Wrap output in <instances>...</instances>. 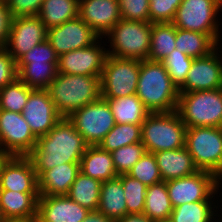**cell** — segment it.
Here are the masks:
<instances>
[{"label": "cell", "instance_id": "1", "mask_svg": "<svg viewBox=\"0 0 222 222\" xmlns=\"http://www.w3.org/2000/svg\"><path fill=\"white\" fill-rule=\"evenodd\" d=\"M82 135L68 118H62L27 155L35 171H46L63 163H80L87 148Z\"/></svg>", "mask_w": 222, "mask_h": 222}, {"label": "cell", "instance_id": "2", "mask_svg": "<svg viewBox=\"0 0 222 222\" xmlns=\"http://www.w3.org/2000/svg\"><path fill=\"white\" fill-rule=\"evenodd\" d=\"M179 94L178 86L162 62L140 61L136 96L150 113L176 111Z\"/></svg>", "mask_w": 222, "mask_h": 222}, {"label": "cell", "instance_id": "3", "mask_svg": "<svg viewBox=\"0 0 222 222\" xmlns=\"http://www.w3.org/2000/svg\"><path fill=\"white\" fill-rule=\"evenodd\" d=\"M47 90L60 116L67 118L102 97L101 77L57 73Z\"/></svg>", "mask_w": 222, "mask_h": 222}, {"label": "cell", "instance_id": "4", "mask_svg": "<svg viewBox=\"0 0 222 222\" xmlns=\"http://www.w3.org/2000/svg\"><path fill=\"white\" fill-rule=\"evenodd\" d=\"M186 129L177 111L150 113L141 125V142L150 153L183 148Z\"/></svg>", "mask_w": 222, "mask_h": 222}, {"label": "cell", "instance_id": "5", "mask_svg": "<svg viewBox=\"0 0 222 222\" xmlns=\"http://www.w3.org/2000/svg\"><path fill=\"white\" fill-rule=\"evenodd\" d=\"M176 111L187 128L222 127V88L180 93Z\"/></svg>", "mask_w": 222, "mask_h": 222}, {"label": "cell", "instance_id": "6", "mask_svg": "<svg viewBox=\"0 0 222 222\" xmlns=\"http://www.w3.org/2000/svg\"><path fill=\"white\" fill-rule=\"evenodd\" d=\"M152 23L121 19L106 35L110 41L107 55L117 58L147 60Z\"/></svg>", "mask_w": 222, "mask_h": 222}, {"label": "cell", "instance_id": "7", "mask_svg": "<svg viewBox=\"0 0 222 222\" xmlns=\"http://www.w3.org/2000/svg\"><path fill=\"white\" fill-rule=\"evenodd\" d=\"M220 10L222 0H182L171 23L176 28L207 34L218 45Z\"/></svg>", "mask_w": 222, "mask_h": 222}, {"label": "cell", "instance_id": "8", "mask_svg": "<svg viewBox=\"0 0 222 222\" xmlns=\"http://www.w3.org/2000/svg\"><path fill=\"white\" fill-rule=\"evenodd\" d=\"M185 147L199 170L222 172V127L187 128Z\"/></svg>", "mask_w": 222, "mask_h": 222}, {"label": "cell", "instance_id": "9", "mask_svg": "<svg viewBox=\"0 0 222 222\" xmlns=\"http://www.w3.org/2000/svg\"><path fill=\"white\" fill-rule=\"evenodd\" d=\"M140 61L107 55L101 75L102 98H120L136 94Z\"/></svg>", "mask_w": 222, "mask_h": 222}, {"label": "cell", "instance_id": "10", "mask_svg": "<svg viewBox=\"0 0 222 222\" xmlns=\"http://www.w3.org/2000/svg\"><path fill=\"white\" fill-rule=\"evenodd\" d=\"M69 121L82 135L88 146H97L116 125L108 102L104 98L89 103L69 117Z\"/></svg>", "mask_w": 222, "mask_h": 222}, {"label": "cell", "instance_id": "11", "mask_svg": "<svg viewBox=\"0 0 222 222\" xmlns=\"http://www.w3.org/2000/svg\"><path fill=\"white\" fill-rule=\"evenodd\" d=\"M221 182L211 172L199 170L196 173L166 181L172 207L198 201H212ZM214 194V196H213Z\"/></svg>", "mask_w": 222, "mask_h": 222}, {"label": "cell", "instance_id": "12", "mask_svg": "<svg viewBox=\"0 0 222 222\" xmlns=\"http://www.w3.org/2000/svg\"><path fill=\"white\" fill-rule=\"evenodd\" d=\"M37 137L22 113L0 110V150L8 156H27Z\"/></svg>", "mask_w": 222, "mask_h": 222}, {"label": "cell", "instance_id": "13", "mask_svg": "<svg viewBox=\"0 0 222 222\" xmlns=\"http://www.w3.org/2000/svg\"><path fill=\"white\" fill-rule=\"evenodd\" d=\"M221 47L220 44L208 55L193 59L186 80L179 87L180 93L222 88Z\"/></svg>", "mask_w": 222, "mask_h": 222}, {"label": "cell", "instance_id": "14", "mask_svg": "<svg viewBox=\"0 0 222 222\" xmlns=\"http://www.w3.org/2000/svg\"><path fill=\"white\" fill-rule=\"evenodd\" d=\"M98 39L100 37L79 16L47 29V40L58 56L89 47Z\"/></svg>", "mask_w": 222, "mask_h": 222}, {"label": "cell", "instance_id": "15", "mask_svg": "<svg viewBox=\"0 0 222 222\" xmlns=\"http://www.w3.org/2000/svg\"><path fill=\"white\" fill-rule=\"evenodd\" d=\"M101 39L89 47L61 54L58 58V73L101 77L107 57V49L99 42Z\"/></svg>", "mask_w": 222, "mask_h": 222}, {"label": "cell", "instance_id": "16", "mask_svg": "<svg viewBox=\"0 0 222 222\" xmlns=\"http://www.w3.org/2000/svg\"><path fill=\"white\" fill-rule=\"evenodd\" d=\"M47 39V28L38 16L12 20L5 49L17 62L25 53Z\"/></svg>", "mask_w": 222, "mask_h": 222}, {"label": "cell", "instance_id": "17", "mask_svg": "<svg viewBox=\"0 0 222 222\" xmlns=\"http://www.w3.org/2000/svg\"><path fill=\"white\" fill-rule=\"evenodd\" d=\"M22 115L37 138L46 135L62 119L47 89L30 92Z\"/></svg>", "mask_w": 222, "mask_h": 222}, {"label": "cell", "instance_id": "18", "mask_svg": "<svg viewBox=\"0 0 222 222\" xmlns=\"http://www.w3.org/2000/svg\"><path fill=\"white\" fill-rule=\"evenodd\" d=\"M0 190L39 193L38 179L27 156H8L0 168Z\"/></svg>", "mask_w": 222, "mask_h": 222}, {"label": "cell", "instance_id": "19", "mask_svg": "<svg viewBox=\"0 0 222 222\" xmlns=\"http://www.w3.org/2000/svg\"><path fill=\"white\" fill-rule=\"evenodd\" d=\"M78 16L103 38L121 20L119 0H79Z\"/></svg>", "mask_w": 222, "mask_h": 222}, {"label": "cell", "instance_id": "20", "mask_svg": "<svg viewBox=\"0 0 222 222\" xmlns=\"http://www.w3.org/2000/svg\"><path fill=\"white\" fill-rule=\"evenodd\" d=\"M89 212L67 195H40L35 222H82Z\"/></svg>", "mask_w": 222, "mask_h": 222}, {"label": "cell", "instance_id": "21", "mask_svg": "<svg viewBox=\"0 0 222 222\" xmlns=\"http://www.w3.org/2000/svg\"><path fill=\"white\" fill-rule=\"evenodd\" d=\"M39 193L0 190V209L7 222H35Z\"/></svg>", "mask_w": 222, "mask_h": 222}, {"label": "cell", "instance_id": "22", "mask_svg": "<svg viewBox=\"0 0 222 222\" xmlns=\"http://www.w3.org/2000/svg\"><path fill=\"white\" fill-rule=\"evenodd\" d=\"M39 195H67L80 172V163H63L46 171H35Z\"/></svg>", "mask_w": 222, "mask_h": 222}, {"label": "cell", "instance_id": "23", "mask_svg": "<svg viewBox=\"0 0 222 222\" xmlns=\"http://www.w3.org/2000/svg\"><path fill=\"white\" fill-rule=\"evenodd\" d=\"M163 181L190 176L199 169L186 147L176 150H164L154 153Z\"/></svg>", "mask_w": 222, "mask_h": 222}, {"label": "cell", "instance_id": "24", "mask_svg": "<svg viewBox=\"0 0 222 222\" xmlns=\"http://www.w3.org/2000/svg\"><path fill=\"white\" fill-rule=\"evenodd\" d=\"M80 172L101 182L118 177L111 152L97 146H87L80 160Z\"/></svg>", "mask_w": 222, "mask_h": 222}, {"label": "cell", "instance_id": "25", "mask_svg": "<svg viewBox=\"0 0 222 222\" xmlns=\"http://www.w3.org/2000/svg\"><path fill=\"white\" fill-rule=\"evenodd\" d=\"M97 210L114 221L127 215L123 185L119 177L102 182Z\"/></svg>", "mask_w": 222, "mask_h": 222}, {"label": "cell", "instance_id": "26", "mask_svg": "<svg viewBox=\"0 0 222 222\" xmlns=\"http://www.w3.org/2000/svg\"><path fill=\"white\" fill-rule=\"evenodd\" d=\"M112 111L116 124L142 125L150 112L136 94L120 98H104Z\"/></svg>", "mask_w": 222, "mask_h": 222}, {"label": "cell", "instance_id": "27", "mask_svg": "<svg viewBox=\"0 0 222 222\" xmlns=\"http://www.w3.org/2000/svg\"><path fill=\"white\" fill-rule=\"evenodd\" d=\"M173 207L166 182L147 186L143 214L154 222L169 220Z\"/></svg>", "mask_w": 222, "mask_h": 222}, {"label": "cell", "instance_id": "28", "mask_svg": "<svg viewBox=\"0 0 222 222\" xmlns=\"http://www.w3.org/2000/svg\"><path fill=\"white\" fill-rule=\"evenodd\" d=\"M101 184L100 180L79 172L67 196L89 211H96L99 206Z\"/></svg>", "mask_w": 222, "mask_h": 222}, {"label": "cell", "instance_id": "29", "mask_svg": "<svg viewBox=\"0 0 222 222\" xmlns=\"http://www.w3.org/2000/svg\"><path fill=\"white\" fill-rule=\"evenodd\" d=\"M79 0H44L38 14L46 28H52L78 16Z\"/></svg>", "mask_w": 222, "mask_h": 222}, {"label": "cell", "instance_id": "30", "mask_svg": "<svg viewBox=\"0 0 222 222\" xmlns=\"http://www.w3.org/2000/svg\"><path fill=\"white\" fill-rule=\"evenodd\" d=\"M176 49L193 59L211 53L218 45L204 33L176 28Z\"/></svg>", "mask_w": 222, "mask_h": 222}, {"label": "cell", "instance_id": "31", "mask_svg": "<svg viewBox=\"0 0 222 222\" xmlns=\"http://www.w3.org/2000/svg\"><path fill=\"white\" fill-rule=\"evenodd\" d=\"M18 78L33 89H47L58 73V63L17 64Z\"/></svg>", "mask_w": 222, "mask_h": 222}, {"label": "cell", "instance_id": "32", "mask_svg": "<svg viewBox=\"0 0 222 222\" xmlns=\"http://www.w3.org/2000/svg\"><path fill=\"white\" fill-rule=\"evenodd\" d=\"M176 39V27L170 23H154L152 24L149 61L161 62L174 49Z\"/></svg>", "mask_w": 222, "mask_h": 222}, {"label": "cell", "instance_id": "33", "mask_svg": "<svg viewBox=\"0 0 222 222\" xmlns=\"http://www.w3.org/2000/svg\"><path fill=\"white\" fill-rule=\"evenodd\" d=\"M213 201H198L185 203L174 207L170 219L172 222H213L216 221L217 206ZM213 205V206H212ZM213 208H216L214 211ZM216 214V215H215Z\"/></svg>", "mask_w": 222, "mask_h": 222}, {"label": "cell", "instance_id": "34", "mask_svg": "<svg viewBox=\"0 0 222 222\" xmlns=\"http://www.w3.org/2000/svg\"><path fill=\"white\" fill-rule=\"evenodd\" d=\"M141 142V125L116 124L98 145L101 149L112 152L120 147Z\"/></svg>", "mask_w": 222, "mask_h": 222}, {"label": "cell", "instance_id": "35", "mask_svg": "<svg viewBox=\"0 0 222 222\" xmlns=\"http://www.w3.org/2000/svg\"><path fill=\"white\" fill-rule=\"evenodd\" d=\"M33 88L19 78L0 90V110L22 113Z\"/></svg>", "mask_w": 222, "mask_h": 222}, {"label": "cell", "instance_id": "36", "mask_svg": "<svg viewBox=\"0 0 222 222\" xmlns=\"http://www.w3.org/2000/svg\"><path fill=\"white\" fill-rule=\"evenodd\" d=\"M118 177L123 185L127 214H143L147 186L127 174Z\"/></svg>", "mask_w": 222, "mask_h": 222}, {"label": "cell", "instance_id": "37", "mask_svg": "<svg viewBox=\"0 0 222 222\" xmlns=\"http://www.w3.org/2000/svg\"><path fill=\"white\" fill-rule=\"evenodd\" d=\"M130 177L141 181L146 186L162 182L159 168L154 153L145 152V154L134 164L127 173Z\"/></svg>", "mask_w": 222, "mask_h": 222}, {"label": "cell", "instance_id": "38", "mask_svg": "<svg viewBox=\"0 0 222 222\" xmlns=\"http://www.w3.org/2000/svg\"><path fill=\"white\" fill-rule=\"evenodd\" d=\"M142 142L120 147L111 152L117 175L127 174L134 164L145 154Z\"/></svg>", "mask_w": 222, "mask_h": 222}, {"label": "cell", "instance_id": "39", "mask_svg": "<svg viewBox=\"0 0 222 222\" xmlns=\"http://www.w3.org/2000/svg\"><path fill=\"white\" fill-rule=\"evenodd\" d=\"M169 76L178 88L185 82L188 71L191 68L193 58L180 50L174 49L166 58L161 61Z\"/></svg>", "mask_w": 222, "mask_h": 222}, {"label": "cell", "instance_id": "40", "mask_svg": "<svg viewBox=\"0 0 222 222\" xmlns=\"http://www.w3.org/2000/svg\"><path fill=\"white\" fill-rule=\"evenodd\" d=\"M182 0H149L150 23H170Z\"/></svg>", "mask_w": 222, "mask_h": 222}, {"label": "cell", "instance_id": "41", "mask_svg": "<svg viewBox=\"0 0 222 222\" xmlns=\"http://www.w3.org/2000/svg\"><path fill=\"white\" fill-rule=\"evenodd\" d=\"M121 19L150 22L149 0H119Z\"/></svg>", "mask_w": 222, "mask_h": 222}, {"label": "cell", "instance_id": "42", "mask_svg": "<svg viewBox=\"0 0 222 222\" xmlns=\"http://www.w3.org/2000/svg\"><path fill=\"white\" fill-rule=\"evenodd\" d=\"M59 56L55 53V50L50 45L49 41H45L37 44L27 53H25L18 61L17 64L33 63H58Z\"/></svg>", "mask_w": 222, "mask_h": 222}, {"label": "cell", "instance_id": "43", "mask_svg": "<svg viewBox=\"0 0 222 222\" xmlns=\"http://www.w3.org/2000/svg\"><path fill=\"white\" fill-rule=\"evenodd\" d=\"M13 18L38 16L44 0H5Z\"/></svg>", "mask_w": 222, "mask_h": 222}, {"label": "cell", "instance_id": "44", "mask_svg": "<svg viewBox=\"0 0 222 222\" xmlns=\"http://www.w3.org/2000/svg\"><path fill=\"white\" fill-rule=\"evenodd\" d=\"M17 78V62L5 48H0V90Z\"/></svg>", "mask_w": 222, "mask_h": 222}, {"label": "cell", "instance_id": "45", "mask_svg": "<svg viewBox=\"0 0 222 222\" xmlns=\"http://www.w3.org/2000/svg\"><path fill=\"white\" fill-rule=\"evenodd\" d=\"M13 16L5 0H0V48H5L12 25Z\"/></svg>", "mask_w": 222, "mask_h": 222}, {"label": "cell", "instance_id": "46", "mask_svg": "<svg viewBox=\"0 0 222 222\" xmlns=\"http://www.w3.org/2000/svg\"><path fill=\"white\" fill-rule=\"evenodd\" d=\"M82 222H115L100 211H90Z\"/></svg>", "mask_w": 222, "mask_h": 222}, {"label": "cell", "instance_id": "47", "mask_svg": "<svg viewBox=\"0 0 222 222\" xmlns=\"http://www.w3.org/2000/svg\"><path fill=\"white\" fill-rule=\"evenodd\" d=\"M115 222H154L144 214H127Z\"/></svg>", "mask_w": 222, "mask_h": 222}, {"label": "cell", "instance_id": "48", "mask_svg": "<svg viewBox=\"0 0 222 222\" xmlns=\"http://www.w3.org/2000/svg\"><path fill=\"white\" fill-rule=\"evenodd\" d=\"M7 157L8 155L0 150V168H1L2 163L5 161Z\"/></svg>", "mask_w": 222, "mask_h": 222}, {"label": "cell", "instance_id": "49", "mask_svg": "<svg viewBox=\"0 0 222 222\" xmlns=\"http://www.w3.org/2000/svg\"><path fill=\"white\" fill-rule=\"evenodd\" d=\"M0 222H7L2 215L1 209H0Z\"/></svg>", "mask_w": 222, "mask_h": 222}, {"label": "cell", "instance_id": "50", "mask_svg": "<svg viewBox=\"0 0 222 222\" xmlns=\"http://www.w3.org/2000/svg\"><path fill=\"white\" fill-rule=\"evenodd\" d=\"M219 181H222V172L217 176Z\"/></svg>", "mask_w": 222, "mask_h": 222}, {"label": "cell", "instance_id": "51", "mask_svg": "<svg viewBox=\"0 0 222 222\" xmlns=\"http://www.w3.org/2000/svg\"><path fill=\"white\" fill-rule=\"evenodd\" d=\"M161 222H172L171 220H165V221H161Z\"/></svg>", "mask_w": 222, "mask_h": 222}]
</instances>
